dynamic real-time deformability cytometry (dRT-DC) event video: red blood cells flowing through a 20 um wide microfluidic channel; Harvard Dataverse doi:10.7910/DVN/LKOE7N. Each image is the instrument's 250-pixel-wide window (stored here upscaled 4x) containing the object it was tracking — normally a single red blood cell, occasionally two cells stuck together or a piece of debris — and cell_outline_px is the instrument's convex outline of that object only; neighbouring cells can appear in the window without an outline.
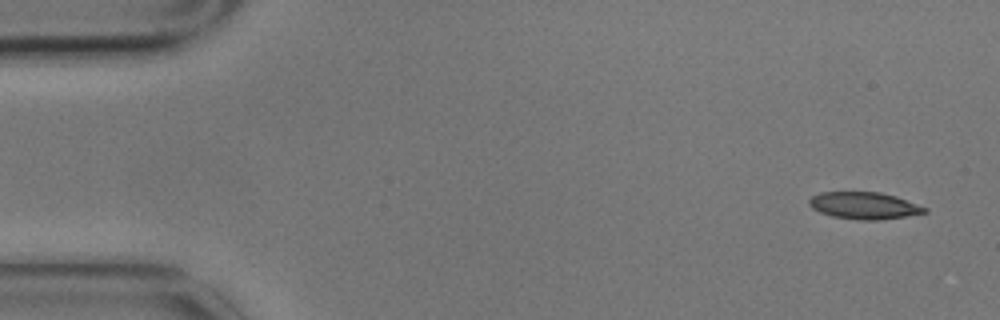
{"species": "common noctule bat (a hibernating species)", "species_latin": "Nyctalus noctula", "temperature_condition": "cold", "stored_images_in_passage": 4, "camera_frame_rate_fps": 3000, "um_per_image_px": 0.085, "animal": {"sex": "male", "body_mass_g": 17.9}, "frame": {"image": 1, "passage_image": 1, "time_ms": 0.0, "image_size_px": [1000, 320], "cell_outline_px": [[928, 212], [880, 220], [856, 220], [832, 216], [820, 212], [812, 208], [808, 204], [808, 200], [812, 196], [820, 192], [880, 192], [896, 196], [928, 208]], "centroid_in_image_um": [73.44, 17.47], "position_along_channel_um": 11.6, "area_um2": 18.21}}
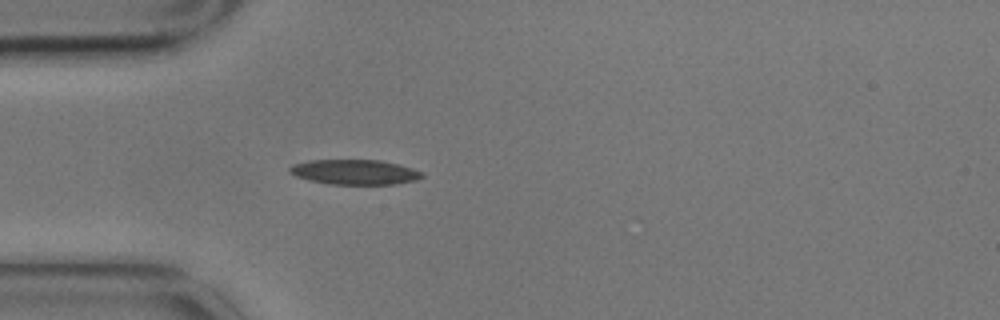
{"frame": {"image": 2, "passage_image": 4, "time_ms": 1.0, "image_size_px": [1000, 320], "cell_outline_px": [[424, 176], [416, 180], [396, 184], [328, 184], [308, 180], [296, 176], [288, 172], [288, 168], [292, 164], [308, 160], [380, 160], [400, 164], [424, 172]], "centroid_in_image_um": [30.14, 14.62], "position_along_channel_um": 54.9, "area_um2": 19.48}}